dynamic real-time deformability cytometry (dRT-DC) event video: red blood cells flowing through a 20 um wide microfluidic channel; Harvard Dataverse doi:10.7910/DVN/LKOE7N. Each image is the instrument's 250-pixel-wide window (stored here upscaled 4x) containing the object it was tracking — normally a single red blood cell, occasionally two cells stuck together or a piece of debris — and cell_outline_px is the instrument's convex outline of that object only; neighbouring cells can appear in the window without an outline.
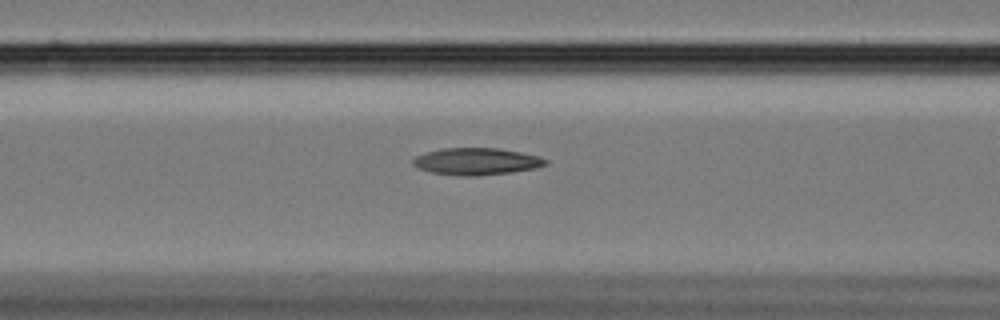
{"species": "Egyptian fruit bat (a non-hibernating species)", "species_latin": "Rousettus aegyptiacus", "temperature_condition": "cold", "stored_images_in_passage": 14, "camera_frame_rate_fps": 3000, "um_per_image_px": 0.085, "animal": {"sex": "female"}, "frame": {"image": 1, "passage_image": 12, "time_ms": 3.667, "image_size_px": [1000, 320], "cell_outline_px": [[548, 164], [536, 168], [512, 172], [476, 176], [460, 176], [432, 172], [420, 168], [412, 164], [412, 160], [416, 156], [440, 148], [500, 148], [540, 156], [548, 160]], "centroid_in_image_um": [40.54, 13.72], "position_along_channel_um": 126.1, "area_um2": 20.87}}